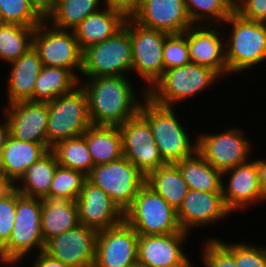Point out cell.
Instances as JSON below:
<instances>
[{
	"mask_svg": "<svg viewBox=\"0 0 266 267\" xmlns=\"http://www.w3.org/2000/svg\"><path fill=\"white\" fill-rule=\"evenodd\" d=\"M3 108L12 137L47 147L48 102L22 100Z\"/></svg>",
	"mask_w": 266,
	"mask_h": 267,
	"instance_id": "cell-20",
	"label": "cell"
},
{
	"mask_svg": "<svg viewBox=\"0 0 266 267\" xmlns=\"http://www.w3.org/2000/svg\"><path fill=\"white\" fill-rule=\"evenodd\" d=\"M55 153L49 150L33 163L15 183V189L24 196L41 198L49 195V189L58 166Z\"/></svg>",
	"mask_w": 266,
	"mask_h": 267,
	"instance_id": "cell-27",
	"label": "cell"
},
{
	"mask_svg": "<svg viewBox=\"0 0 266 267\" xmlns=\"http://www.w3.org/2000/svg\"><path fill=\"white\" fill-rule=\"evenodd\" d=\"M75 201L47 195L42 199L41 229L44 242L79 225Z\"/></svg>",
	"mask_w": 266,
	"mask_h": 267,
	"instance_id": "cell-26",
	"label": "cell"
},
{
	"mask_svg": "<svg viewBox=\"0 0 266 267\" xmlns=\"http://www.w3.org/2000/svg\"><path fill=\"white\" fill-rule=\"evenodd\" d=\"M123 156L145 176L166 165L152 136L148 120L138 112L119 125Z\"/></svg>",
	"mask_w": 266,
	"mask_h": 267,
	"instance_id": "cell-13",
	"label": "cell"
},
{
	"mask_svg": "<svg viewBox=\"0 0 266 267\" xmlns=\"http://www.w3.org/2000/svg\"><path fill=\"white\" fill-rule=\"evenodd\" d=\"M51 150L62 167L82 172L87 176L94 167L83 135L58 141Z\"/></svg>",
	"mask_w": 266,
	"mask_h": 267,
	"instance_id": "cell-34",
	"label": "cell"
},
{
	"mask_svg": "<svg viewBox=\"0 0 266 267\" xmlns=\"http://www.w3.org/2000/svg\"><path fill=\"white\" fill-rule=\"evenodd\" d=\"M34 257L35 259L32 260L33 267H69L58 259L51 257L43 250L37 254H34Z\"/></svg>",
	"mask_w": 266,
	"mask_h": 267,
	"instance_id": "cell-44",
	"label": "cell"
},
{
	"mask_svg": "<svg viewBox=\"0 0 266 267\" xmlns=\"http://www.w3.org/2000/svg\"><path fill=\"white\" fill-rule=\"evenodd\" d=\"M102 2L104 7L121 13L125 18H132L141 0H104Z\"/></svg>",
	"mask_w": 266,
	"mask_h": 267,
	"instance_id": "cell-43",
	"label": "cell"
},
{
	"mask_svg": "<svg viewBox=\"0 0 266 267\" xmlns=\"http://www.w3.org/2000/svg\"><path fill=\"white\" fill-rule=\"evenodd\" d=\"M87 180L108 194L124 213L145 184L146 176L123 156L109 163L94 166Z\"/></svg>",
	"mask_w": 266,
	"mask_h": 267,
	"instance_id": "cell-11",
	"label": "cell"
},
{
	"mask_svg": "<svg viewBox=\"0 0 266 267\" xmlns=\"http://www.w3.org/2000/svg\"><path fill=\"white\" fill-rule=\"evenodd\" d=\"M98 231L79 224L45 242L43 251L69 267H93Z\"/></svg>",
	"mask_w": 266,
	"mask_h": 267,
	"instance_id": "cell-17",
	"label": "cell"
},
{
	"mask_svg": "<svg viewBox=\"0 0 266 267\" xmlns=\"http://www.w3.org/2000/svg\"><path fill=\"white\" fill-rule=\"evenodd\" d=\"M139 234L125 221L98 231L93 267L138 266Z\"/></svg>",
	"mask_w": 266,
	"mask_h": 267,
	"instance_id": "cell-15",
	"label": "cell"
},
{
	"mask_svg": "<svg viewBox=\"0 0 266 267\" xmlns=\"http://www.w3.org/2000/svg\"><path fill=\"white\" fill-rule=\"evenodd\" d=\"M124 221L139 235H165L182 230L177 211L146 183L124 212Z\"/></svg>",
	"mask_w": 266,
	"mask_h": 267,
	"instance_id": "cell-7",
	"label": "cell"
},
{
	"mask_svg": "<svg viewBox=\"0 0 266 267\" xmlns=\"http://www.w3.org/2000/svg\"><path fill=\"white\" fill-rule=\"evenodd\" d=\"M42 199L21 195L16 190V213L9 240L1 247L3 267H18L26 258L44 249L41 229ZM32 252V253H31ZM29 256V257H28ZM24 260V261H23ZM23 264H22V263Z\"/></svg>",
	"mask_w": 266,
	"mask_h": 267,
	"instance_id": "cell-4",
	"label": "cell"
},
{
	"mask_svg": "<svg viewBox=\"0 0 266 267\" xmlns=\"http://www.w3.org/2000/svg\"><path fill=\"white\" fill-rule=\"evenodd\" d=\"M0 263H2L1 247H0Z\"/></svg>",
	"mask_w": 266,
	"mask_h": 267,
	"instance_id": "cell-51",
	"label": "cell"
},
{
	"mask_svg": "<svg viewBox=\"0 0 266 267\" xmlns=\"http://www.w3.org/2000/svg\"><path fill=\"white\" fill-rule=\"evenodd\" d=\"M258 158L255 159L258 166V174H259V181H260V187L261 191L263 193V196L266 198V158Z\"/></svg>",
	"mask_w": 266,
	"mask_h": 267,
	"instance_id": "cell-47",
	"label": "cell"
},
{
	"mask_svg": "<svg viewBox=\"0 0 266 267\" xmlns=\"http://www.w3.org/2000/svg\"><path fill=\"white\" fill-rule=\"evenodd\" d=\"M130 76H99L79 81L88 100L92 125L119 126L140 111L148 96L146 89L136 91Z\"/></svg>",
	"mask_w": 266,
	"mask_h": 267,
	"instance_id": "cell-1",
	"label": "cell"
},
{
	"mask_svg": "<svg viewBox=\"0 0 266 267\" xmlns=\"http://www.w3.org/2000/svg\"><path fill=\"white\" fill-rule=\"evenodd\" d=\"M5 24V21L3 20L2 14L0 12V28Z\"/></svg>",
	"mask_w": 266,
	"mask_h": 267,
	"instance_id": "cell-49",
	"label": "cell"
},
{
	"mask_svg": "<svg viewBox=\"0 0 266 267\" xmlns=\"http://www.w3.org/2000/svg\"><path fill=\"white\" fill-rule=\"evenodd\" d=\"M0 174H3V172H2V166H1V160H0Z\"/></svg>",
	"mask_w": 266,
	"mask_h": 267,
	"instance_id": "cell-52",
	"label": "cell"
},
{
	"mask_svg": "<svg viewBox=\"0 0 266 267\" xmlns=\"http://www.w3.org/2000/svg\"><path fill=\"white\" fill-rule=\"evenodd\" d=\"M220 79L224 80L213 69L189 63L165 70L147 94L157 104L175 107L181 102H190V98L202 95L207 89H212L217 81H222Z\"/></svg>",
	"mask_w": 266,
	"mask_h": 267,
	"instance_id": "cell-5",
	"label": "cell"
},
{
	"mask_svg": "<svg viewBox=\"0 0 266 267\" xmlns=\"http://www.w3.org/2000/svg\"><path fill=\"white\" fill-rule=\"evenodd\" d=\"M234 260L237 267H266V246L236 241Z\"/></svg>",
	"mask_w": 266,
	"mask_h": 267,
	"instance_id": "cell-40",
	"label": "cell"
},
{
	"mask_svg": "<svg viewBox=\"0 0 266 267\" xmlns=\"http://www.w3.org/2000/svg\"><path fill=\"white\" fill-rule=\"evenodd\" d=\"M0 12L9 24L36 27L44 20L28 0H0Z\"/></svg>",
	"mask_w": 266,
	"mask_h": 267,
	"instance_id": "cell-38",
	"label": "cell"
},
{
	"mask_svg": "<svg viewBox=\"0 0 266 267\" xmlns=\"http://www.w3.org/2000/svg\"><path fill=\"white\" fill-rule=\"evenodd\" d=\"M193 25H221L234 11L235 0H184Z\"/></svg>",
	"mask_w": 266,
	"mask_h": 267,
	"instance_id": "cell-35",
	"label": "cell"
},
{
	"mask_svg": "<svg viewBox=\"0 0 266 267\" xmlns=\"http://www.w3.org/2000/svg\"><path fill=\"white\" fill-rule=\"evenodd\" d=\"M125 21L126 18L121 13L104 7L86 17L73 31L84 51L112 37L124 26Z\"/></svg>",
	"mask_w": 266,
	"mask_h": 267,
	"instance_id": "cell-24",
	"label": "cell"
},
{
	"mask_svg": "<svg viewBox=\"0 0 266 267\" xmlns=\"http://www.w3.org/2000/svg\"><path fill=\"white\" fill-rule=\"evenodd\" d=\"M221 191L224 204L232 214L237 211L241 213V210L245 212L252 205L254 207L266 203L260 187L256 160L252 157V160L223 172Z\"/></svg>",
	"mask_w": 266,
	"mask_h": 267,
	"instance_id": "cell-14",
	"label": "cell"
},
{
	"mask_svg": "<svg viewBox=\"0 0 266 267\" xmlns=\"http://www.w3.org/2000/svg\"><path fill=\"white\" fill-rule=\"evenodd\" d=\"M0 114L3 115L0 119V152H1L3 146L5 145L7 137L9 136L10 133H9V123L7 120V116L4 114V112H1Z\"/></svg>",
	"mask_w": 266,
	"mask_h": 267,
	"instance_id": "cell-48",
	"label": "cell"
},
{
	"mask_svg": "<svg viewBox=\"0 0 266 267\" xmlns=\"http://www.w3.org/2000/svg\"><path fill=\"white\" fill-rule=\"evenodd\" d=\"M235 11L245 19L266 23V0H235Z\"/></svg>",
	"mask_w": 266,
	"mask_h": 267,
	"instance_id": "cell-42",
	"label": "cell"
},
{
	"mask_svg": "<svg viewBox=\"0 0 266 267\" xmlns=\"http://www.w3.org/2000/svg\"><path fill=\"white\" fill-rule=\"evenodd\" d=\"M28 2L44 20L53 12V0H28Z\"/></svg>",
	"mask_w": 266,
	"mask_h": 267,
	"instance_id": "cell-45",
	"label": "cell"
},
{
	"mask_svg": "<svg viewBox=\"0 0 266 267\" xmlns=\"http://www.w3.org/2000/svg\"><path fill=\"white\" fill-rule=\"evenodd\" d=\"M47 148L58 141L83 135L92 125L87 95L79 84L71 92L48 102Z\"/></svg>",
	"mask_w": 266,
	"mask_h": 267,
	"instance_id": "cell-8",
	"label": "cell"
},
{
	"mask_svg": "<svg viewBox=\"0 0 266 267\" xmlns=\"http://www.w3.org/2000/svg\"><path fill=\"white\" fill-rule=\"evenodd\" d=\"M14 190L15 183L4 174H0V201L9 196Z\"/></svg>",
	"mask_w": 266,
	"mask_h": 267,
	"instance_id": "cell-46",
	"label": "cell"
},
{
	"mask_svg": "<svg viewBox=\"0 0 266 267\" xmlns=\"http://www.w3.org/2000/svg\"><path fill=\"white\" fill-rule=\"evenodd\" d=\"M49 149L41 143L21 141L10 134L0 152L3 174L16 183Z\"/></svg>",
	"mask_w": 266,
	"mask_h": 267,
	"instance_id": "cell-25",
	"label": "cell"
},
{
	"mask_svg": "<svg viewBox=\"0 0 266 267\" xmlns=\"http://www.w3.org/2000/svg\"><path fill=\"white\" fill-rule=\"evenodd\" d=\"M221 26L227 33L224 37L228 78L248 69L254 71L255 66L266 62V23L245 19L234 11Z\"/></svg>",
	"mask_w": 266,
	"mask_h": 267,
	"instance_id": "cell-2",
	"label": "cell"
},
{
	"mask_svg": "<svg viewBox=\"0 0 266 267\" xmlns=\"http://www.w3.org/2000/svg\"><path fill=\"white\" fill-rule=\"evenodd\" d=\"M184 230L165 235H139L138 266L140 267H190L184 244L190 238ZM187 254V255H186Z\"/></svg>",
	"mask_w": 266,
	"mask_h": 267,
	"instance_id": "cell-16",
	"label": "cell"
},
{
	"mask_svg": "<svg viewBox=\"0 0 266 267\" xmlns=\"http://www.w3.org/2000/svg\"><path fill=\"white\" fill-rule=\"evenodd\" d=\"M201 245L199 256L205 267H237L234 260V242H225L217 237H207Z\"/></svg>",
	"mask_w": 266,
	"mask_h": 267,
	"instance_id": "cell-36",
	"label": "cell"
},
{
	"mask_svg": "<svg viewBox=\"0 0 266 267\" xmlns=\"http://www.w3.org/2000/svg\"><path fill=\"white\" fill-rule=\"evenodd\" d=\"M222 30L221 25H192L183 34L187 39L191 63L209 67L226 79L228 67Z\"/></svg>",
	"mask_w": 266,
	"mask_h": 267,
	"instance_id": "cell-19",
	"label": "cell"
},
{
	"mask_svg": "<svg viewBox=\"0 0 266 267\" xmlns=\"http://www.w3.org/2000/svg\"><path fill=\"white\" fill-rule=\"evenodd\" d=\"M9 65L8 78L5 76L6 95L8 94L6 104L29 100L33 96L35 82L43 67L38 52L32 47Z\"/></svg>",
	"mask_w": 266,
	"mask_h": 267,
	"instance_id": "cell-23",
	"label": "cell"
},
{
	"mask_svg": "<svg viewBox=\"0 0 266 267\" xmlns=\"http://www.w3.org/2000/svg\"><path fill=\"white\" fill-rule=\"evenodd\" d=\"M83 136L94 166L123 157L122 139L118 126L91 125Z\"/></svg>",
	"mask_w": 266,
	"mask_h": 267,
	"instance_id": "cell-28",
	"label": "cell"
},
{
	"mask_svg": "<svg viewBox=\"0 0 266 267\" xmlns=\"http://www.w3.org/2000/svg\"><path fill=\"white\" fill-rule=\"evenodd\" d=\"M188 189L222 192V173L207 162L197 151L176 163Z\"/></svg>",
	"mask_w": 266,
	"mask_h": 267,
	"instance_id": "cell-29",
	"label": "cell"
},
{
	"mask_svg": "<svg viewBox=\"0 0 266 267\" xmlns=\"http://www.w3.org/2000/svg\"><path fill=\"white\" fill-rule=\"evenodd\" d=\"M215 132L197 134V152L212 166L223 173L251 160L254 142L244 129L230 126Z\"/></svg>",
	"mask_w": 266,
	"mask_h": 267,
	"instance_id": "cell-10",
	"label": "cell"
},
{
	"mask_svg": "<svg viewBox=\"0 0 266 267\" xmlns=\"http://www.w3.org/2000/svg\"><path fill=\"white\" fill-rule=\"evenodd\" d=\"M145 183L163 197L176 211L187 195L188 186L176 164H166L151 171Z\"/></svg>",
	"mask_w": 266,
	"mask_h": 267,
	"instance_id": "cell-30",
	"label": "cell"
},
{
	"mask_svg": "<svg viewBox=\"0 0 266 267\" xmlns=\"http://www.w3.org/2000/svg\"><path fill=\"white\" fill-rule=\"evenodd\" d=\"M131 72L132 46L126 18L124 26L112 37L83 51L80 81L99 76H131Z\"/></svg>",
	"mask_w": 266,
	"mask_h": 267,
	"instance_id": "cell-6",
	"label": "cell"
},
{
	"mask_svg": "<svg viewBox=\"0 0 266 267\" xmlns=\"http://www.w3.org/2000/svg\"><path fill=\"white\" fill-rule=\"evenodd\" d=\"M103 0H63L55 6L48 16L52 26L73 30L86 17L104 8Z\"/></svg>",
	"mask_w": 266,
	"mask_h": 267,
	"instance_id": "cell-32",
	"label": "cell"
},
{
	"mask_svg": "<svg viewBox=\"0 0 266 267\" xmlns=\"http://www.w3.org/2000/svg\"><path fill=\"white\" fill-rule=\"evenodd\" d=\"M164 71L191 63L186 36L167 34L163 48Z\"/></svg>",
	"mask_w": 266,
	"mask_h": 267,
	"instance_id": "cell-39",
	"label": "cell"
},
{
	"mask_svg": "<svg viewBox=\"0 0 266 267\" xmlns=\"http://www.w3.org/2000/svg\"><path fill=\"white\" fill-rule=\"evenodd\" d=\"M78 85L79 79L70 70L43 66L29 100L49 102L71 92Z\"/></svg>",
	"mask_w": 266,
	"mask_h": 267,
	"instance_id": "cell-31",
	"label": "cell"
},
{
	"mask_svg": "<svg viewBox=\"0 0 266 267\" xmlns=\"http://www.w3.org/2000/svg\"><path fill=\"white\" fill-rule=\"evenodd\" d=\"M168 33L147 28L129 18L132 46V74L143 80L148 92L164 74L163 48ZM146 86V87H145Z\"/></svg>",
	"mask_w": 266,
	"mask_h": 267,
	"instance_id": "cell-12",
	"label": "cell"
},
{
	"mask_svg": "<svg viewBox=\"0 0 266 267\" xmlns=\"http://www.w3.org/2000/svg\"><path fill=\"white\" fill-rule=\"evenodd\" d=\"M86 181L87 175L84 173L58 165L51 182L49 195L63 196L75 201Z\"/></svg>",
	"mask_w": 266,
	"mask_h": 267,
	"instance_id": "cell-37",
	"label": "cell"
},
{
	"mask_svg": "<svg viewBox=\"0 0 266 267\" xmlns=\"http://www.w3.org/2000/svg\"><path fill=\"white\" fill-rule=\"evenodd\" d=\"M132 18L142 26L168 34L184 33L193 25L184 0H141Z\"/></svg>",
	"mask_w": 266,
	"mask_h": 267,
	"instance_id": "cell-22",
	"label": "cell"
},
{
	"mask_svg": "<svg viewBox=\"0 0 266 267\" xmlns=\"http://www.w3.org/2000/svg\"><path fill=\"white\" fill-rule=\"evenodd\" d=\"M79 223L97 231L112 228L124 221V213L101 188L88 180L75 200Z\"/></svg>",
	"mask_w": 266,
	"mask_h": 267,
	"instance_id": "cell-21",
	"label": "cell"
},
{
	"mask_svg": "<svg viewBox=\"0 0 266 267\" xmlns=\"http://www.w3.org/2000/svg\"><path fill=\"white\" fill-rule=\"evenodd\" d=\"M61 1H63V0H53V11H54V9H55V6H56L58 3H60Z\"/></svg>",
	"mask_w": 266,
	"mask_h": 267,
	"instance_id": "cell-50",
	"label": "cell"
},
{
	"mask_svg": "<svg viewBox=\"0 0 266 267\" xmlns=\"http://www.w3.org/2000/svg\"><path fill=\"white\" fill-rule=\"evenodd\" d=\"M232 213L226 208L222 192H204L189 189L177 210V218L182 230L187 233L196 228L218 224L227 219ZM195 228V229H193ZM192 230V232H191Z\"/></svg>",
	"mask_w": 266,
	"mask_h": 267,
	"instance_id": "cell-18",
	"label": "cell"
},
{
	"mask_svg": "<svg viewBox=\"0 0 266 267\" xmlns=\"http://www.w3.org/2000/svg\"><path fill=\"white\" fill-rule=\"evenodd\" d=\"M35 28L5 23L0 28V60L8 65L31 49Z\"/></svg>",
	"mask_w": 266,
	"mask_h": 267,
	"instance_id": "cell-33",
	"label": "cell"
},
{
	"mask_svg": "<svg viewBox=\"0 0 266 267\" xmlns=\"http://www.w3.org/2000/svg\"><path fill=\"white\" fill-rule=\"evenodd\" d=\"M33 48L43 66L70 70L80 81L83 51L73 30L59 29L43 20L33 34Z\"/></svg>",
	"mask_w": 266,
	"mask_h": 267,
	"instance_id": "cell-9",
	"label": "cell"
},
{
	"mask_svg": "<svg viewBox=\"0 0 266 267\" xmlns=\"http://www.w3.org/2000/svg\"><path fill=\"white\" fill-rule=\"evenodd\" d=\"M16 213V189L5 199L0 201V247L11 235Z\"/></svg>",
	"mask_w": 266,
	"mask_h": 267,
	"instance_id": "cell-41",
	"label": "cell"
},
{
	"mask_svg": "<svg viewBox=\"0 0 266 267\" xmlns=\"http://www.w3.org/2000/svg\"><path fill=\"white\" fill-rule=\"evenodd\" d=\"M175 110L174 107L157 104L147 96L139 111L148 120L160 156L166 164H176L197 151V136H193L195 139L190 137V131L182 125L181 116H177Z\"/></svg>",
	"mask_w": 266,
	"mask_h": 267,
	"instance_id": "cell-3",
	"label": "cell"
}]
</instances>
